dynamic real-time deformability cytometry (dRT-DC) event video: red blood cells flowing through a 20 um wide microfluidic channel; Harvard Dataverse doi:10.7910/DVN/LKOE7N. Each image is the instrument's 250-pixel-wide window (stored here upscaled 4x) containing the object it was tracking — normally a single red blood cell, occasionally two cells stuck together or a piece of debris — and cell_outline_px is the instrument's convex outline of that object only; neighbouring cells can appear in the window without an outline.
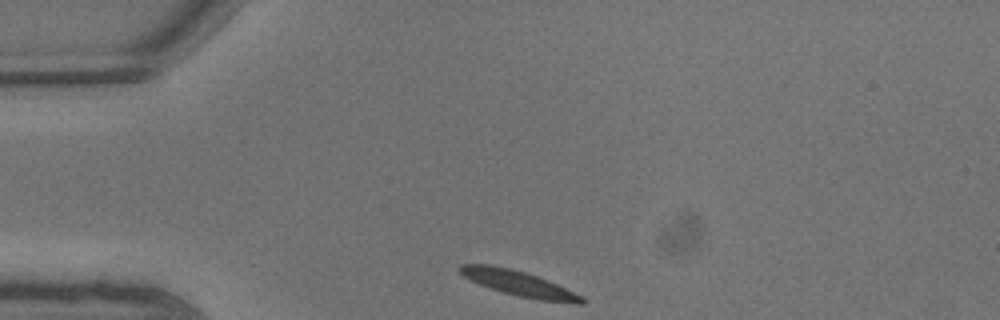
{"species": "common noctule bat (a hibernating species)", "species_latin": "Nyctalus noctula", "temperature_condition": "warm", "stored_images_in_passage": 5, "camera_frame_rate_fps": 3000, "um_per_image_px": 0.085, "animal": {"sex": "male", "body_mass_g": 13.3}, "frame": {"image": 1, "passage_image": 1, "time_ms": 0.0, "image_size_px": [1000, 320], "cell_outline_px": [[588, 300], [584, 304], [576, 304], [540, 300], [516, 296], [488, 288], [468, 280], [456, 268], [460, 264], [492, 264], [524, 272], [548, 280], [584, 296]], "centroid_in_image_um": [44.11, 24.11], "position_along_channel_um": 40.9, "area_um2": 18.32}}
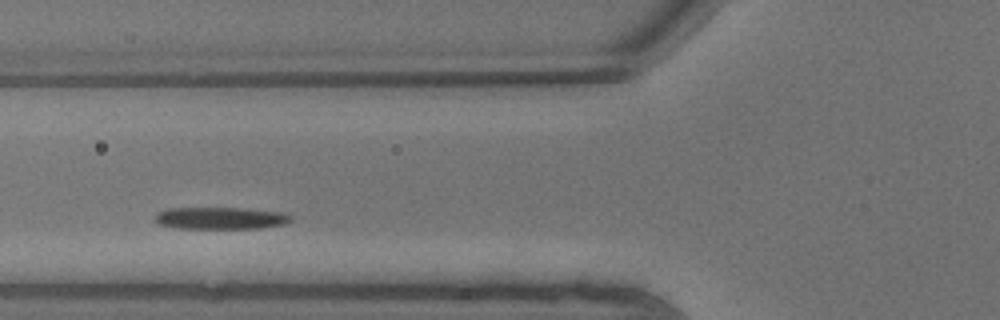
{"frame": {"image": 2, "passage_image": 4, "time_ms": 1.0, "image_size_px": [1000, 320], "cell_outline_px": [[292, 220], [284, 224], [260, 228], [176, 228], [156, 224], [156, 216], [160, 212], [168, 208], [244, 208], [288, 212], [292, 216]], "centroid_in_image_um": [18.81, 18.53], "position_along_channel_um": 107.0, "area_um2": 17.57}}
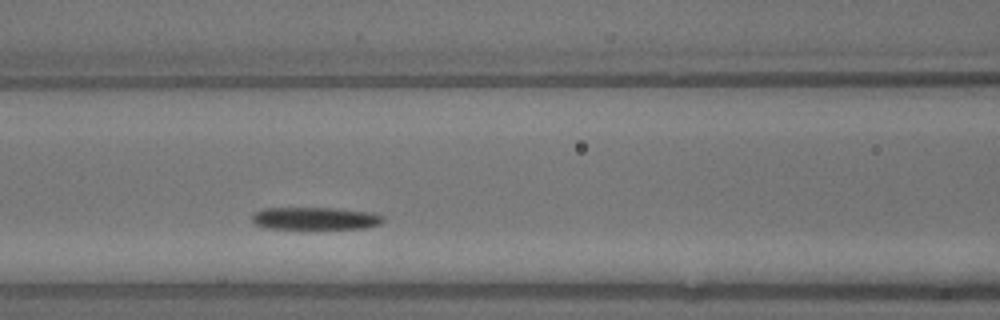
{"frame": {"image": 3, "passage_image": 5, "time_ms": 1.333, "image_size_px": [1000, 320], "cell_outline_px": [[384, 220], [380, 224], [368, 228], [264, 228], [252, 224], [252, 216], [256, 212], [264, 208], [332, 208], [372, 212], [384, 216]], "centroid_in_image_um": [26.79, 18.56], "position_along_channel_um": 139.8, "area_um2": 17.17}}